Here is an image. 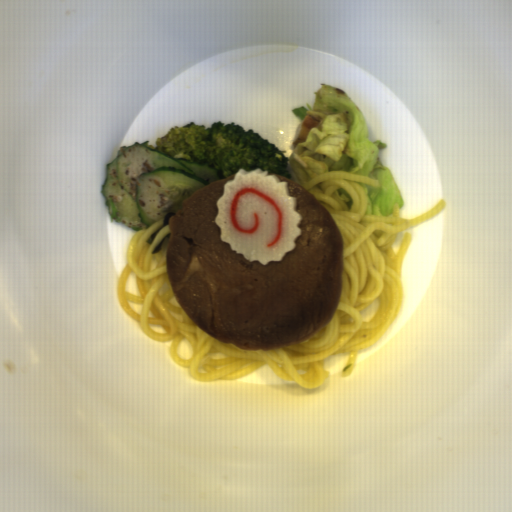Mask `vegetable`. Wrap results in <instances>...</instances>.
<instances>
[{"instance_id": "obj_1", "label": "vegetable", "mask_w": 512, "mask_h": 512, "mask_svg": "<svg viewBox=\"0 0 512 512\" xmlns=\"http://www.w3.org/2000/svg\"><path fill=\"white\" fill-rule=\"evenodd\" d=\"M313 93V109L303 105L291 109L300 120L308 115L319 121L288 159L292 181L300 185L331 170L367 176L377 179L380 186L355 182L366 193L364 216H390L396 203L398 209L404 208L400 187L390 168L380 160V149L387 144L380 139L369 140L367 120L358 106L334 85L321 82Z\"/></svg>"}]
</instances>
